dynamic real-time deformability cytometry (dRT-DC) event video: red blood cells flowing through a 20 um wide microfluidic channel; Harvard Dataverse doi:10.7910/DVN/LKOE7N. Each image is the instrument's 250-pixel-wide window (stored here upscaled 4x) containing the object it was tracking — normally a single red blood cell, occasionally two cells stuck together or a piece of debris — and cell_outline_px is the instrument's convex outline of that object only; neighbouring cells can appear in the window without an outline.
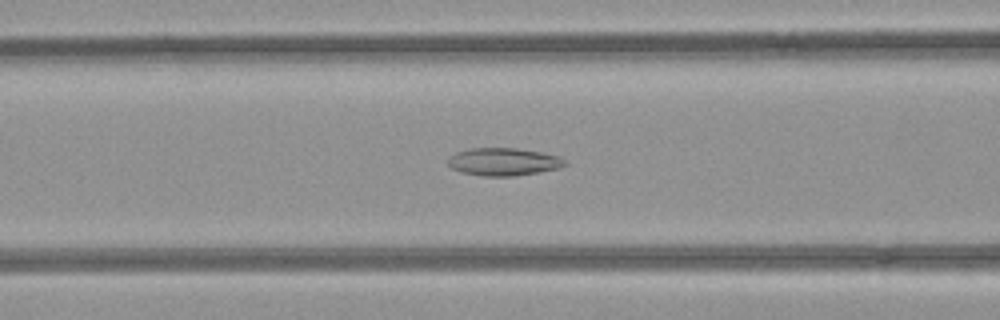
{"species": "common noctule bat (a hibernating species)", "species_latin": "Nyctalus noctula", "temperature_condition": "room temperature", "stored_images_in_passage": 52, "camera_frame_rate_fps": 3000, "um_per_image_px": 0.085, "animal": {"sex": "female", "body_mass_g": 21.9}, "frame": {"image": 1, "passage_image": 20, "time_ms": 6.333, "image_size_px": [1000, 320], "cell_outline_px": [[568, 164], [560, 168], [540, 172], [516, 176], [484, 176], [460, 172], [452, 168], [448, 164], [448, 160], [456, 152], [472, 148], [516, 148], [540, 152], [556, 156], [564, 160]], "centroid_in_image_um": [42.81, 13.76], "position_along_channel_um": 123.8, "area_um2": 18.79}}
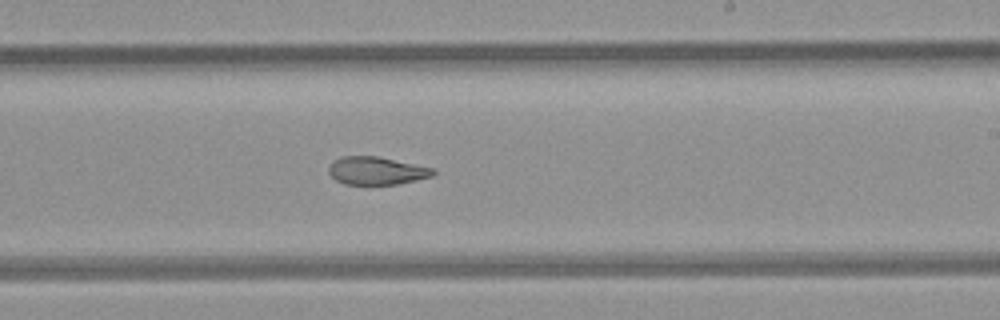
{"frame": {"image": 2, "passage_image": 30, "time_ms": 9.667, "image_size_px": [1000, 320], "cell_outline_px": [[436, 172], [432, 176], [416, 180], [396, 184], [344, 184], [336, 180], [328, 172], [328, 168], [332, 160], [340, 156], [376, 156], [432, 168]], "centroid_in_image_um": [31.95, 14.51], "position_along_channel_um": 257.1, "area_um2": 16.82}}
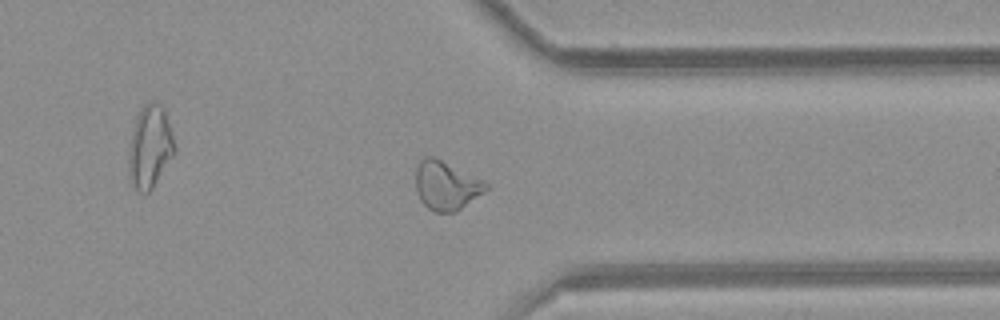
{"frame": {"image": 3, "passage_image": 39, "time_ms": 12.667, "image_size_px": [1000, 320], "cell_outline_px": [[488, 188], [484, 192], [456, 212], [432, 212], [420, 200], [416, 192], [416, 164], [424, 156], [432, 156], [488, 184]], "centroid_in_image_um": [37.87, 15.8], "position_along_channel_um": 373.5, "area_um2": 19.59}, "authors_computed_cell_mechanics": {"area_um2": 21.0103, "velocity_mm_per_s": 3.9969, "shape_relaxation_time_tau1_ms": null, "shape_relaxation_time_tau2_ms": 3.1028, "deformation_change_tau1": null, "deformation_change_tau2": 0.1059}}